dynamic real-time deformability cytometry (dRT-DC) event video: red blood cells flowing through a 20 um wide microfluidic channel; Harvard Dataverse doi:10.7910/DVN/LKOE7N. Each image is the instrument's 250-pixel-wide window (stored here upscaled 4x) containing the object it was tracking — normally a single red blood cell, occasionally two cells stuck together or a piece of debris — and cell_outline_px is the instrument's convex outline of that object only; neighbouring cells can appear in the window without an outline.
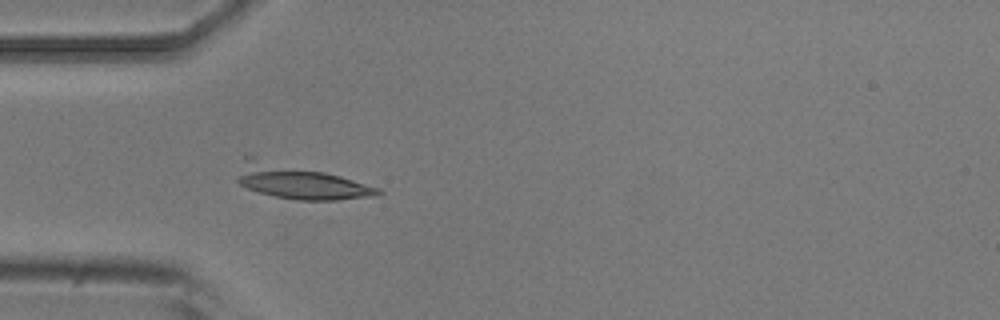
{"species": "common noctule bat (a hibernating species)", "species_latin": "Nyctalus noctula", "temperature_condition": "room temperature", "stored_images_in_passage": 3, "camera_frame_rate_fps": 3000, "um_per_image_px": 0.085, "animal": {"sex": "male", "body_mass_g": 20.5, "forearm_length_mm": 52.5}, "frame": {"image": 1, "passage_image": 3, "time_ms": 0.667, "image_size_px": [1000, 320], "cell_outline_px": [[384, 192], [372, 196], [328, 204], [296, 200], [276, 196], [260, 192], [248, 188], [240, 184], [236, 180], [244, 156], [256, 156], [324, 172], [340, 176], [380, 188]], "centroid_in_image_um": [25.5, 15.49], "position_along_channel_um": 59.5, "area_um2": 28.61}}